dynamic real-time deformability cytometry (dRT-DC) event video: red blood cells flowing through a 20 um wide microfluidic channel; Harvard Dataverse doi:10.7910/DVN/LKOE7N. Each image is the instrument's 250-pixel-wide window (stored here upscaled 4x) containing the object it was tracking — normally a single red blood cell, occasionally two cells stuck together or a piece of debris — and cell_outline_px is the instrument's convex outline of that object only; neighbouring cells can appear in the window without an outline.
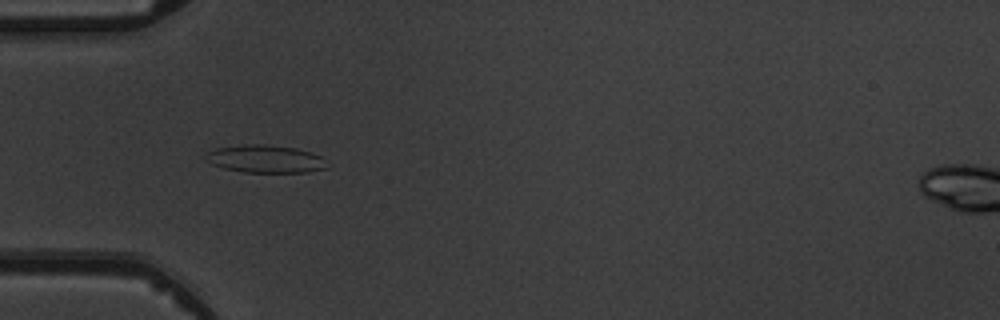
{"species": "common noctule bat (a hibernating species)", "species_latin": "Nyctalus noctula", "temperature_condition": "warm", "stored_images_in_passage": 4, "camera_frame_rate_fps": 3000, "um_per_image_px": 0.085, "animal": {"sex": "male", "body_mass_g": 19.5, "forearm_length_mm": 54.6}, "frame": {"image": 1, "passage_image": 2, "time_ms": 1.0, "image_size_px": [1000, 320], "cell_outline_px": [[324, 168], [308, 172], [244, 172], [224, 168], [212, 164], [204, 160], [204, 156], [208, 152], [216, 148], [244, 144], [264, 144], [296, 148], [312, 152], [320, 156]], "centroid_in_image_um": [22.47, 13.5], "position_along_channel_um": 62.5, "area_um2": 19.36}}
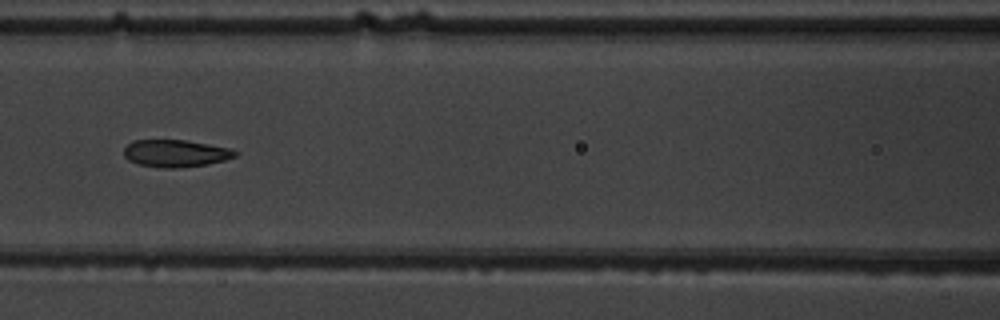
{"frame": {"image": 2, "passage_image": 4, "time_ms": 3.333, "image_size_px": [1000, 320], "cell_outline_px": [[240, 152], [236, 156], [224, 160], [208, 164], [176, 168], [164, 168], [140, 164], [128, 160], [124, 156], [124, 148], [132, 140], [184, 140], [232, 148]], "centroid_in_image_um": [14.95, 13.03], "position_along_channel_um": 151.7, "area_um2": 17.69}}